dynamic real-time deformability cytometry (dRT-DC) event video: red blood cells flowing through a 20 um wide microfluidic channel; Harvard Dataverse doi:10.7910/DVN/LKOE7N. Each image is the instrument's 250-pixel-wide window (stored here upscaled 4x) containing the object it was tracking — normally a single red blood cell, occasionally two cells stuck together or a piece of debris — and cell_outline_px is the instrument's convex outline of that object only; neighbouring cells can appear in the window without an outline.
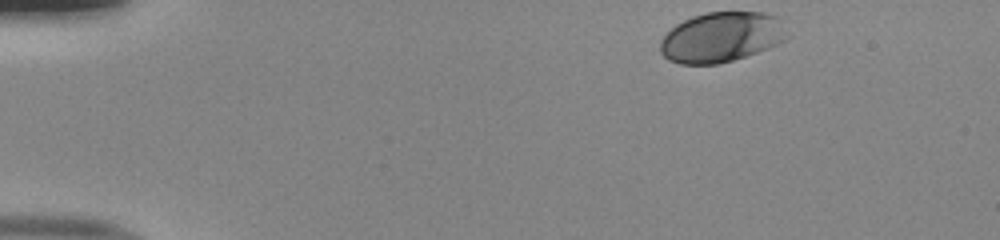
{"species": "human", "species_latin": "Homo sapiens", "temperature_condition": "room temperature", "stored_images_in_passage": 38, "camera_frame_rate_fps": 3000, "um_per_image_px": 0.085, "donor": {"sex": "male"}, "frame": {"image": 1, "passage_image": 1, "time_ms": 0.0, "image_size_px": [1000, 240], "cell_outline_px": [[788, 36], [784, 40], [768, 48], [720, 64], [680, 64], [668, 60], [660, 52], [660, 40], [676, 24], [692, 16], [708, 12], [764, 12], [776, 16]], "centroid_in_image_um": [61.28, 3.16], "position_along_channel_um": 23.7, "area_um2": 36.76}}
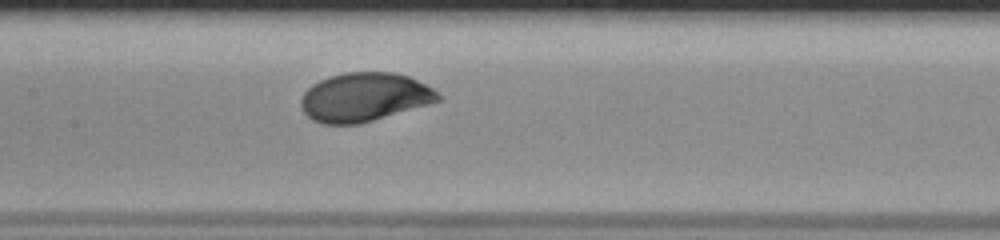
{"frame": {"image": 2, "passage_image": 20, "time_ms": 6.333, "image_size_px": [1000, 240], "cell_outline_px": [[440, 100], [428, 104], [360, 124], [320, 124], [312, 120], [300, 108], [300, 100], [304, 92], [312, 84], [328, 76], [344, 72], [396, 72], [408, 76], [432, 88], [440, 96]], "centroid_in_image_um": [30.91, 8.26], "position_along_channel_um": 176.5, "area_um2": 38.96}}
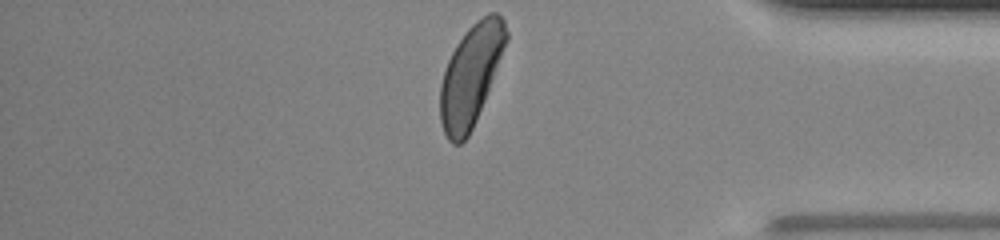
{"frame": {"image": 3, "passage_image": 38, "time_ms": 12.333, "image_size_px": [1000, 240], "cell_outline_px": [[508, 40], [476, 120], [468, 136], [460, 144], [452, 144], [448, 140], [444, 132], [440, 120], [440, 84], [448, 60], [456, 44], [468, 28], [476, 20], [488, 12], [496, 12], [504, 20], [508, 32]], "centroid_in_image_um": [40.02, 6.38], "position_along_channel_um": 395.2, "area_um2": 38.55}, "authors_computed_cell_mechanics": {"area_um2": 38.0902, "velocity_mm_per_s": 3.9907, "shape_relaxation_time_tau1_ms": 1.508, "shape_relaxation_time_tau2_ms": null, "deformation_change_tau1": 0.1117, "deformation_change_tau2": null}}